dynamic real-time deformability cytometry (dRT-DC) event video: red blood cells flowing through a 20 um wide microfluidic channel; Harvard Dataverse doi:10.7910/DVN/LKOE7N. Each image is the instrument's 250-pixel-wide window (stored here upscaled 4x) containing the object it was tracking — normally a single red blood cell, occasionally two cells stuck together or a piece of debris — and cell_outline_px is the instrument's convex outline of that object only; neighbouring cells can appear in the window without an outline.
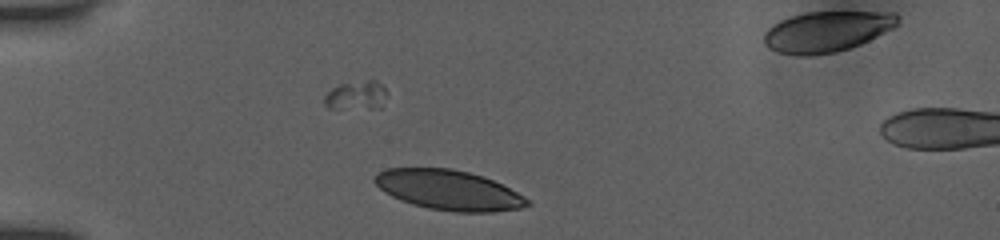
{"species": "human", "species_latin": "Homo sapiens", "temperature_condition": "room temperature", "stored_images_in_passage": 38, "camera_frame_rate_fps": 3000, "um_per_image_px": 0.085, "donor": {"sex": "female"}, "frame": {"image": 1, "passage_image": 2, "time_ms": 0.333, "image_size_px": [1000, 240], "cell_outline_px": [[532, 204], [520, 208], [492, 212], [456, 212], [428, 208], [412, 204], [400, 200], [384, 192], [372, 180], [376, 172], [388, 168], [452, 168], [484, 176], [524, 196]], "centroid_in_image_um": [38.1, 16.15], "position_along_channel_um": 46.9, "area_um2": 35.49}}
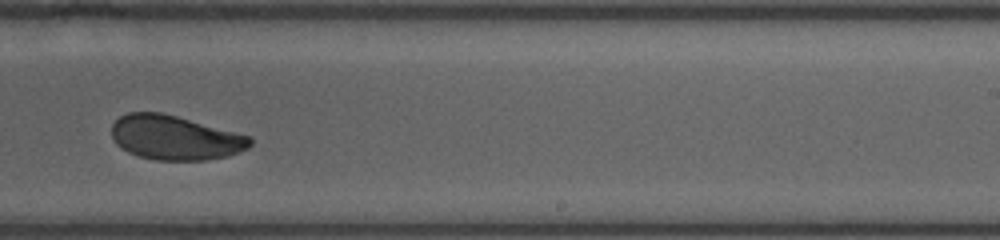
{"frame": {"image": 2, "passage_image": 22, "time_ms": 7.0, "image_size_px": [1000, 240], "cell_outline_px": [[252, 144], [248, 148], [228, 156], [204, 160], [156, 160], [140, 156], [128, 152], [120, 148], [116, 144], [112, 136], [112, 124], [120, 116], [128, 112], [160, 112], [176, 116], [252, 136]], "centroid_in_image_um": [14.88, 11.7], "position_along_channel_um": 274.1, "area_um2": 35.84}}
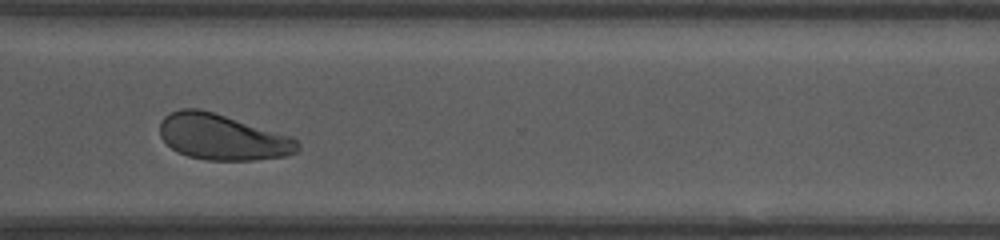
{"frame": {"image": 3, "passage_image": 28, "time_ms": 9.0, "image_size_px": [1000, 240], "cell_outline_px": [[300, 148], [296, 152], [284, 156], [252, 160], [204, 160], [188, 156], [176, 152], [160, 136], [160, 120], [164, 116], [180, 108], [200, 108], [292, 136], [300, 144]], "centroid_in_image_um": [18.89, 11.65], "position_along_channel_um": 351.7, "area_um2": 36.82}, "authors_computed_cell_mechanics": {"area_um2": 36.9631, "velocity_mm_per_s": 3.8883, "shape_relaxation_time_tau1_ms": 3.963, "shape_relaxation_time_tau2_ms": 1.2681, "deformation_change_tau1": 0.1306, "deformation_change_tau2": 0.0598}}